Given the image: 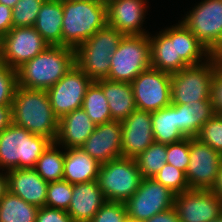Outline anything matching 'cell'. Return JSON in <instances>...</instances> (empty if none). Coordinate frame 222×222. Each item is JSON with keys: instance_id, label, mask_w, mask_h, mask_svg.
Segmentation results:
<instances>
[{"instance_id": "6da1fadb", "label": "cell", "mask_w": 222, "mask_h": 222, "mask_svg": "<svg viewBox=\"0 0 222 222\" xmlns=\"http://www.w3.org/2000/svg\"><path fill=\"white\" fill-rule=\"evenodd\" d=\"M151 68L175 73L188 66L205 63L213 55L180 21L149 33Z\"/></svg>"}, {"instance_id": "7a4b0ae2", "label": "cell", "mask_w": 222, "mask_h": 222, "mask_svg": "<svg viewBox=\"0 0 222 222\" xmlns=\"http://www.w3.org/2000/svg\"><path fill=\"white\" fill-rule=\"evenodd\" d=\"M12 122L52 142L57 139L59 118L52 110L46 90L17 86L12 102Z\"/></svg>"}, {"instance_id": "3957f363", "label": "cell", "mask_w": 222, "mask_h": 222, "mask_svg": "<svg viewBox=\"0 0 222 222\" xmlns=\"http://www.w3.org/2000/svg\"><path fill=\"white\" fill-rule=\"evenodd\" d=\"M75 64V50L67 46H48L17 71V86L47 90Z\"/></svg>"}, {"instance_id": "277c9868", "label": "cell", "mask_w": 222, "mask_h": 222, "mask_svg": "<svg viewBox=\"0 0 222 222\" xmlns=\"http://www.w3.org/2000/svg\"><path fill=\"white\" fill-rule=\"evenodd\" d=\"M106 25V5L98 0H63L62 46L75 50Z\"/></svg>"}, {"instance_id": "5b68a950", "label": "cell", "mask_w": 222, "mask_h": 222, "mask_svg": "<svg viewBox=\"0 0 222 222\" xmlns=\"http://www.w3.org/2000/svg\"><path fill=\"white\" fill-rule=\"evenodd\" d=\"M52 143L13 122L0 132V170L34 168L37 160Z\"/></svg>"}, {"instance_id": "8992f818", "label": "cell", "mask_w": 222, "mask_h": 222, "mask_svg": "<svg viewBox=\"0 0 222 222\" xmlns=\"http://www.w3.org/2000/svg\"><path fill=\"white\" fill-rule=\"evenodd\" d=\"M124 34L106 25L75 49V64L93 81L107 79L110 57Z\"/></svg>"}, {"instance_id": "52a82bcc", "label": "cell", "mask_w": 222, "mask_h": 222, "mask_svg": "<svg viewBox=\"0 0 222 222\" xmlns=\"http://www.w3.org/2000/svg\"><path fill=\"white\" fill-rule=\"evenodd\" d=\"M219 66L213 55L205 63L188 66L171 74V104L191 106L194 101L211 100L214 71Z\"/></svg>"}, {"instance_id": "ba28073f", "label": "cell", "mask_w": 222, "mask_h": 222, "mask_svg": "<svg viewBox=\"0 0 222 222\" xmlns=\"http://www.w3.org/2000/svg\"><path fill=\"white\" fill-rule=\"evenodd\" d=\"M148 35H124L110 57L108 80L131 83L141 72L151 67Z\"/></svg>"}, {"instance_id": "9c48e42d", "label": "cell", "mask_w": 222, "mask_h": 222, "mask_svg": "<svg viewBox=\"0 0 222 222\" xmlns=\"http://www.w3.org/2000/svg\"><path fill=\"white\" fill-rule=\"evenodd\" d=\"M142 180L133 158L118 157L100 164L97 182L106 201L125 203Z\"/></svg>"}, {"instance_id": "30bf717a", "label": "cell", "mask_w": 222, "mask_h": 222, "mask_svg": "<svg viewBox=\"0 0 222 222\" xmlns=\"http://www.w3.org/2000/svg\"><path fill=\"white\" fill-rule=\"evenodd\" d=\"M180 21L212 55L222 53V0H201Z\"/></svg>"}, {"instance_id": "8fae6325", "label": "cell", "mask_w": 222, "mask_h": 222, "mask_svg": "<svg viewBox=\"0 0 222 222\" xmlns=\"http://www.w3.org/2000/svg\"><path fill=\"white\" fill-rule=\"evenodd\" d=\"M175 193L154 178H142L137 191L125 202L128 219L144 222L174 207Z\"/></svg>"}, {"instance_id": "7c38bea8", "label": "cell", "mask_w": 222, "mask_h": 222, "mask_svg": "<svg viewBox=\"0 0 222 222\" xmlns=\"http://www.w3.org/2000/svg\"><path fill=\"white\" fill-rule=\"evenodd\" d=\"M48 46L34 27H12L0 38V62L17 70Z\"/></svg>"}, {"instance_id": "4fadbf2b", "label": "cell", "mask_w": 222, "mask_h": 222, "mask_svg": "<svg viewBox=\"0 0 222 222\" xmlns=\"http://www.w3.org/2000/svg\"><path fill=\"white\" fill-rule=\"evenodd\" d=\"M136 107L156 112L171 105V74L154 68L141 72L131 82Z\"/></svg>"}, {"instance_id": "5bb4252c", "label": "cell", "mask_w": 222, "mask_h": 222, "mask_svg": "<svg viewBox=\"0 0 222 222\" xmlns=\"http://www.w3.org/2000/svg\"><path fill=\"white\" fill-rule=\"evenodd\" d=\"M93 80L76 64L51 88L47 89L50 105L60 119L82 107L85 93Z\"/></svg>"}, {"instance_id": "9a60e30c", "label": "cell", "mask_w": 222, "mask_h": 222, "mask_svg": "<svg viewBox=\"0 0 222 222\" xmlns=\"http://www.w3.org/2000/svg\"><path fill=\"white\" fill-rule=\"evenodd\" d=\"M190 161L185 172L189 189L211 190L222 165V154L190 137Z\"/></svg>"}, {"instance_id": "2e32d148", "label": "cell", "mask_w": 222, "mask_h": 222, "mask_svg": "<svg viewBox=\"0 0 222 222\" xmlns=\"http://www.w3.org/2000/svg\"><path fill=\"white\" fill-rule=\"evenodd\" d=\"M181 222H211L222 214V201L211 190L189 189L175 194Z\"/></svg>"}, {"instance_id": "e0dca14e", "label": "cell", "mask_w": 222, "mask_h": 222, "mask_svg": "<svg viewBox=\"0 0 222 222\" xmlns=\"http://www.w3.org/2000/svg\"><path fill=\"white\" fill-rule=\"evenodd\" d=\"M148 0H115L106 5L107 25L124 35H148L143 24L148 15Z\"/></svg>"}, {"instance_id": "ac0fdd59", "label": "cell", "mask_w": 222, "mask_h": 222, "mask_svg": "<svg viewBox=\"0 0 222 222\" xmlns=\"http://www.w3.org/2000/svg\"><path fill=\"white\" fill-rule=\"evenodd\" d=\"M152 113L135 109L122 123V157L135 159L153 142Z\"/></svg>"}, {"instance_id": "d6986e66", "label": "cell", "mask_w": 222, "mask_h": 222, "mask_svg": "<svg viewBox=\"0 0 222 222\" xmlns=\"http://www.w3.org/2000/svg\"><path fill=\"white\" fill-rule=\"evenodd\" d=\"M81 148L99 164L122 156V123L109 121L96 125Z\"/></svg>"}, {"instance_id": "ffe728a7", "label": "cell", "mask_w": 222, "mask_h": 222, "mask_svg": "<svg viewBox=\"0 0 222 222\" xmlns=\"http://www.w3.org/2000/svg\"><path fill=\"white\" fill-rule=\"evenodd\" d=\"M8 191L28 204L46 206L47 187L45 181L33 168L7 171Z\"/></svg>"}, {"instance_id": "44dd1931", "label": "cell", "mask_w": 222, "mask_h": 222, "mask_svg": "<svg viewBox=\"0 0 222 222\" xmlns=\"http://www.w3.org/2000/svg\"><path fill=\"white\" fill-rule=\"evenodd\" d=\"M105 202L97 180L73 184V196L66 212L74 222H90Z\"/></svg>"}, {"instance_id": "7402d4cb", "label": "cell", "mask_w": 222, "mask_h": 222, "mask_svg": "<svg viewBox=\"0 0 222 222\" xmlns=\"http://www.w3.org/2000/svg\"><path fill=\"white\" fill-rule=\"evenodd\" d=\"M94 124L87 113L76 109L59 119V129L56 143L64 149L81 147L87 138L94 132Z\"/></svg>"}, {"instance_id": "603a6c76", "label": "cell", "mask_w": 222, "mask_h": 222, "mask_svg": "<svg viewBox=\"0 0 222 222\" xmlns=\"http://www.w3.org/2000/svg\"><path fill=\"white\" fill-rule=\"evenodd\" d=\"M100 164L81 147L65 149L63 180L78 184L97 180Z\"/></svg>"}, {"instance_id": "cb8c5ba5", "label": "cell", "mask_w": 222, "mask_h": 222, "mask_svg": "<svg viewBox=\"0 0 222 222\" xmlns=\"http://www.w3.org/2000/svg\"><path fill=\"white\" fill-rule=\"evenodd\" d=\"M96 82L107 98L112 120L122 122L137 109L131 83L108 79Z\"/></svg>"}, {"instance_id": "d4e9b609", "label": "cell", "mask_w": 222, "mask_h": 222, "mask_svg": "<svg viewBox=\"0 0 222 222\" xmlns=\"http://www.w3.org/2000/svg\"><path fill=\"white\" fill-rule=\"evenodd\" d=\"M63 0H45L34 28L51 46H62Z\"/></svg>"}, {"instance_id": "484cf974", "label": "cell", "mask_w": 222, "mask_h": 222, "mask_svg": "<svg viewBox=\"0 0 222 222\" xmlns=\"http://www.w3.org/2000/svg\"><path fill=\"white\" fill-rule=\"evenodd\" d=\"M214 114L212 100L194 101L191 106L177 105L178 129L186 137H196Z\"/></svg>"}, {"instance_id": "4316f807", "label": "cell", "mask_w": 222, "mask_h": 222, "mask_svg": "<svg viewBox=\"0 0 222 222\" xmlns=\"http://www.w3.org/2000/svg\"><path fill=\"white\" fill-rule=\"evenodd\" d=\"M154 141L162 144L178 142L186 136L178 129L177 105H169L152 113Z\"/></svg>"}, {"instance_id": "83f0119b", "label": "cell", "mask_w": 222, "mask_h": 222, "mask_svg": "<svg viewBox=\"0 0 222 222\" xmlns=\"http://www.w3.org/2000/svg\"><path fill=\"white\" fill-rule=\"evenodd\" d=\"M38 210L8 191L0 199V222H36Z\"/></svg>"}, {"instance_id": "f1b7e54d", "label": "cell", "mask_w": 222, "mask_h": 222, "mask_svg": "<svg viewBox=\"0 0 222 222\" xmlns=\"http://www.w3.org/2000/svg\"><path fill=\"white\" fill-rule=\"evenodd\" d=\"M64 159L65 149L52 142L33 169L47 182L60 181L63 179Z\"/></svg>"}, {"instance_id": "f546056e", "label": "cell", "mask_w": 222, "mask_h": 222, "mask_svg": "<svg viewBox=\"0 0 222 222\" xmlns=\"http://www.w3.org/2000/svg\"><path fill=\"white\" fill-rule=\"evenodd\" d=\"M81 108L96 125L112 121L107 98L96 81H93L88 87Z\"/></svg>"}, {"instance_id": "4dcf8cb0", "label": "cell", "mask_w": 222, "mask_h": 222, "mask_svg": "<svg viewBox=\"0 0 222 222\" xmlns=\"http://www.w3.org/2000/svg\"><path fill=\"white\" fill-rule=\"evenodd\" d=\"M135 161L142 178H154L167 163V145L154 141Z\"/></svg>"}, {"instance_id": "1f68e13d", "label": "cell", "mask_w": 222, "mask_h": 222, "mask_svg": "<svg viewBox=\"0 0 222 222\" xmlns=\"http://www.w3.org/2000/svg\"><path fill=\"white\" fill-rule=\"evenodd\" d=\"M45 0H19L12 8L13 27H34Z\"/></svg>"}, {"instance_id": "d6a6232c", "label": "cell", "mask_w": 222, "mask_h": 222, "mask_svg": "<svg viewBox=\"0 0 222 222\" xmlns=\"http://www.w3.org/2000/svg\"><path fill=\"white\" fill-rule=\"evenodd\" d=\"M73 196V185L66 180L49 182L46 207L67 211Z\"/></svg>"}, {"instance_id": "836d02e7", "label": "cell", "mask_w": 222, "mask_h": 222, "mask_svg": "<svg viewBox=\"0 0 222 222\" xmlns=\"http://www.w3.org/2000/svg\"><path fill=\"white\" fill-rule=\"evenodd\" d=\"M154 179L175 194L189 190L185 172L168 163L156 174Z\"/></svg>"}, {"instance_id": "e575fe53", "label": "cell", "mask_w": 222, "mask_h": 222, "mask_svg": "<svg viewBox=\"0 0 222 222\" xmlns=\"http://www.w3.org/2000/svg\"><path fill=\"white\" fill-rule=\"evenodd\" d=\"M196 138L222 154V115L214 114L202 126Z\"/></svg>"}, {"instance_id": "d590c367", "label": "cell", "mask_w": 222, "mask_h": 222, "mask_svg": "<svg viewBox=\"0 0 222 222\" xmlns=\"http://www.w3.org/2000/svg\"><path fill=\"white\" fill-rule=\"evenodd\" d=\"M190 137L167 145V163L186 172L190 156Z\"/></svg>"}, {"instance_id": "8d00e7d4", "label": "cell", "mask_w": 222, "mask_h": 222, "mask_svg": "<svg viewBox=\"0 0 222 222\" xmlns=\"http://www.w3.org/2000/svg\"><path fill=\"white\" fill-rule=\"evenodd\" d=\"M17 71L0 62V105H12Z\"/></svg>"}, {"instance_id": "74e56055", "label": "cell", "mask_w": 222, "mask_h": 222, "mask_svg": "<svg viewBox=\"0 0 222 222\" xmlns=\"http://www.w3.org/2000/svg\"><path fill=\"white\" fill-rule=\"evenodd\" d=\"M125 203L106 201L90 222H127Z\"/></svg>"}, {"instance_id": "f35d334b", "label": "cell", "mask_w": 222, "mask_h": 222, "mask_svg": "<svg viewBox=\"0 0 222 222\" xmlns=\"http://www.w3.org/2000/svg\"><path fill=\"white\" fill-rule=\"evenodd\" d=\"M211 100L215 114L222 115V68L220 66L214 71Z\"/></svg>"}, {"instance_id": "ab89813d", "label": "cell", "mask_w": 222, "mask_h": 222, "mask_svg": "<svg viewBox=\"0 0 222 222\" xmlns=\"http://www.w3.org/2000/svg\"><path fill=\"white\" fill-rule=\"evenodd\" d=\"M36 222H74V221L66 211L44 206L39 208Z\"/></svg>"}, {"instance_id": "60d3db41", "label": "cell", "mask_w": 222, "mask_h": 222, "mask_svg": "<svg viewBox=\"0 0 222 222\" xmlns=\"http://www.w3.org/2000/svg\"><path fill=\"white\" fill-rule=\"evenodd\" d=\"M12 27V8L0 4V38L6 35Z\"/></svg>"}, {"instance_id": "b9f144b4", "label": "cell", "mask_w": 222, "mask_h": 222, "mask_svg": "<svg viewBox=\"0 0 222 222\" xmlns=\"http://www.w3.org/2000/svg\"><path fill=\"white\" fill-rule=\"evenodd\" d=\"M144 222H181L175 208L165 210L155 214L152 218Z\"/></svg>"}, {"instance_id": "7bdbcfd3", "label": "cell", "mask_w": 222, "mask_h": 222, "mask_svg": "<svg viewBox=\"0 0 222 222\" xmlns=\"http://www.w3.org/2000/svg\"><path fill=\"white\" fill-rule=\"evenodd\" d=\"M12 123V105H0V132Z\"/></svg>"}, {"instance_id": "ee69618b", "label": "cell", "mask_w": 222, "mask_h": 222, "mask_svg": "<svg viewBox=\"0 0 222 222\" xmlns=\"http://www.w3.org/2000/svg\"><path fill=\"white\" fill-rule=\"evenodd\" d=\"M211 191L222 201V165L218 171L216 182Z\"/></svg>"}, {"instance_id": "f6af8a7d", "label": "cell", "mask_w": 222, "mask_h": 222, "mask_svg": "<svg viewBox=\"0 0 222 222\" xmlns=\"http://www.w3.org/2000/svg\"><path fill=\"white\" fill-rule=\"evenodd\" d=\"M8 192L7 171L0 170V199Z\"/></svg>"}, {"instance_id": "bcb514c9", "label": "cell", "mask_w": 222, "mask_h": 222, "mask_svg": "<svg viewBox=\"0 0 222 222\" xmlns=\"http://www.w3.org/2000/svg\"><path fill=\"white\" fill-rule=\"evenodd\" d=\"M19 0H0V4L6 5L9 8H13Z\"/></svg>"}, {"instance_id": "7dc6e473", "label": "cell", "mask_w": 222, "mask_h": 222, "mask_svg": "<svg viewBox=\"0 0 222 222\" xmlns=\"http://www.w3.org/2000/svg\"><path fill=\"white\" fill-rule=\"evenodd\" d=\"M216 56H217L219 66L222 68V53H219Z\"/></svg>"}, {"instance_id": "c3c4849f", "label": "cell", "mask_w": 222, "mask_h": 222, "mask_svg": "<svg viewBox=\"0 0 222 222\" xmlns=\"http://www.w3.org/2000/svg\"><path fill=\"white\" fill-rule=\"evenodd\" d=\"M98 1L101 2V3L104 4V5H107V4H109L110 2L115 1V0H98Z\"/></svg>"}, {"instance_id": "681fc988", "label": "cell", "mask_w": 222, "mask_h": 222, "mask_svg": "<svg viewBox=\"0 0 222 222\" xmlns=\"http://www.w3.org/2000/svg\"><path fill=\"white\" fill-rule=\"evenodd\" d=\"M211 222H222V214Z\"/></svg>"}, {"instance_id": "f907efd6", "label": "cell", "mask_w": 222, "mask_h": 222, "mask_svg": "<svg viewBox=\"0 0 222 222\" xmlns=\"http://www.w3.org/2000/svg\"><path fill=\"white\" fill-rule=\"evenodd\" d=\"M127 222H141V221H132V220L128 219Z\"/></svg>"}]
</instances>
